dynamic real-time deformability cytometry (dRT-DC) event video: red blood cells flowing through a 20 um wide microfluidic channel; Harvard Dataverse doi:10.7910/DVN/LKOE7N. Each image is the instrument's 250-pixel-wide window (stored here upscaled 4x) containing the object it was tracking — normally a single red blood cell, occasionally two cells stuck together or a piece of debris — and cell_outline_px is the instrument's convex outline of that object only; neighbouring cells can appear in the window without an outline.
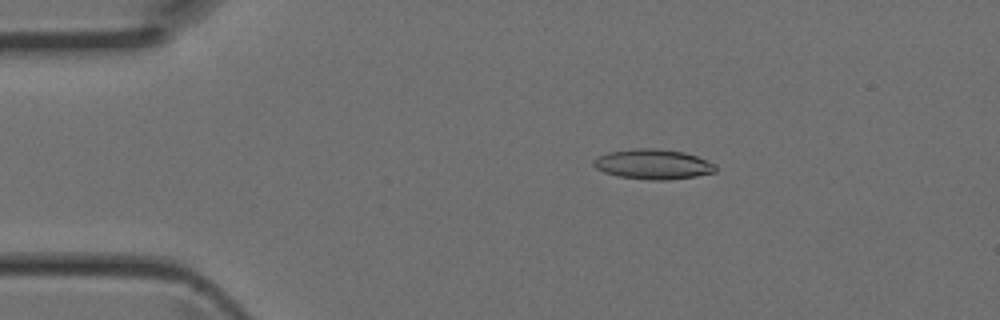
{"species": "Egyptian fruit bat (a non-hibernating species)", "species_latin": "Rousettus aegyptiacus", "temperature_condition": "room temperature", "stored_images_in_passage": 43, "camera_frame_rate_fps": 3000, "um_per_image_px": 0.085, "animal": {"sex": "female"}, "frame": {"image": 1, "passage_image": 7, "time_ms": 2.0, "image_size_px": [1000, 320], "cell_outline_px": [[716, 172], [696, 176], [668, 180], [648, 180], [616, 176], [604, 172], [596, 168], [592, 164], [592, 160], [596, 156], [608, 152], [636, 148], [656, 148], [684, 152], [708, 160], [716, 164]], "centroid_in_image_um": [55.49, 13.96], "position_along_channel_um": 29.5, "area_um2": 21.62}}
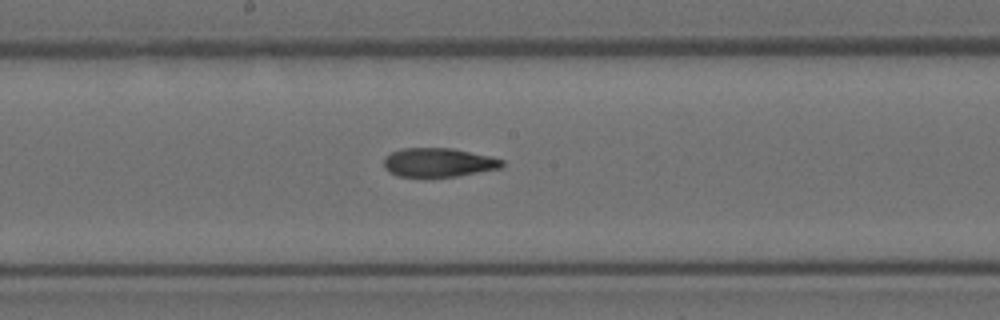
{"frame": {"image": 2, "passage_image": 22, "time_ms": 7.0, "image_size_px": [1000, 320], "cell_outline_px": [[504, 164], [500, 168], [456, 176], [396, 176], [388, 172], [384, 164], [384, 156], [392, 152], [404, 148], [452, 148], [492, 156], [504, 160]], "centroid_in_image_um": [37.27, 13.8], "position_along_channel_um": 210.9, "area_um2": 19.83}}
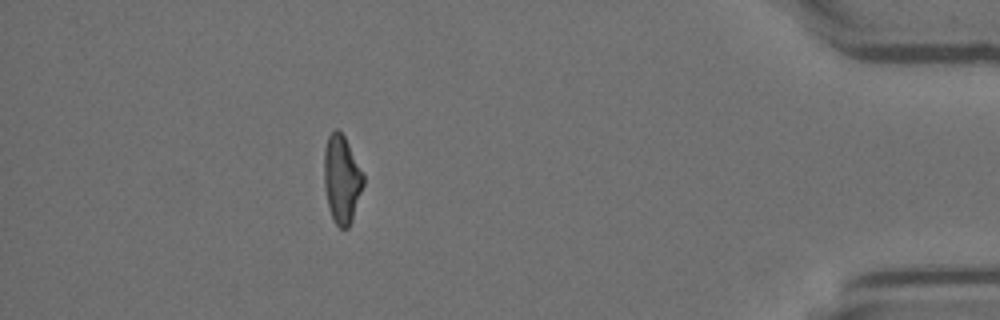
{"frame": {"image": 3, "passage_image": 38, "time_ms": 12.333, "image_size_px": [1000, 320], "cell_outline_px": [[364, 184], [352, 220], [348, 228], [340, 228], [336, 224], [328, 208], [324, 188], [324, 148], [328, 136], [336, 128], [344, 136], [364, 176]], "centroid_in_image_um": [29.03, 15.25], "position_along_channel_um": 406.2, "area_um2": 20.0}}